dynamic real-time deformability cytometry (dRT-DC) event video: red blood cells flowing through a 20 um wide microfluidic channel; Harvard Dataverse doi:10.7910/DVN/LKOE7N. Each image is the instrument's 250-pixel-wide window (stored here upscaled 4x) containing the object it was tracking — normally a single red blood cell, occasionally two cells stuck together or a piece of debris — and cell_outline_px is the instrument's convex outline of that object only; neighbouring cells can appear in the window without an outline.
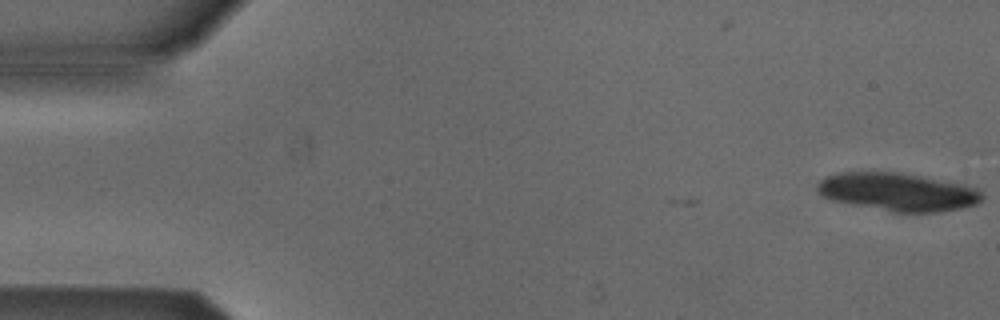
{"species": "Egyptian fruit bat (a non-hibernating species)", "species_latin": "Rousettus aegyptiacus", "temperature_condition": "cold", "stored_images_in_passage": 5, "camera_frame_rate_fps": 3000, "um_per_image_px": 0.085, "animal": {"sex": "male"}, "frame": {"image": 1, "passage_image": 1, "time_ms": 0.0, "image_size_px": [1000, 320], "cell_outline_px": [[984, 200], [976, 204], [960, 208], [932, 212], [892, 212], [832, 200], [824, 196], [816, 188], [820, 180], [824, 176], [836, 172], [896, 172], [924, 176], [964, 184], [980, 188], [984, 196]], "centroid_in_image_um": [76.35, 16.3], "position_along_channel_um": 8.6, "area_um2": 36.7}}